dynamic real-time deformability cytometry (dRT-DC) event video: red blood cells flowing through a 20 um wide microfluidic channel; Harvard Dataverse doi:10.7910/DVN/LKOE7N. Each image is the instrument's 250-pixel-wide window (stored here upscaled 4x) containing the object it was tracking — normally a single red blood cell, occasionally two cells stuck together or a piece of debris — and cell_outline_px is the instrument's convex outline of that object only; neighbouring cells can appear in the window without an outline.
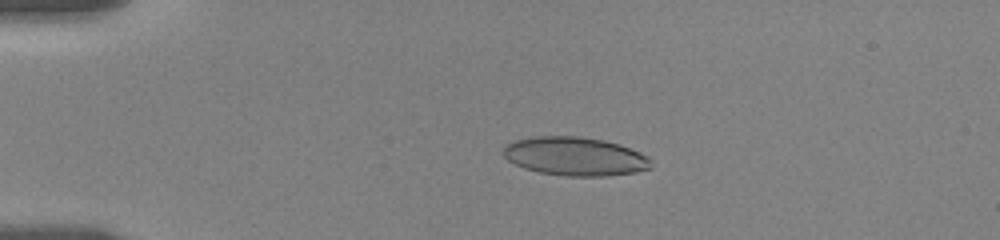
{"species": "human", "species_latin": "Homo sapiens", "temperature_condition": "room temperature", "stored_images_in_passage": 58, "camera_frame_rate_fps": 3000, "um_per_image_px": 0.085, "donor": {"sex": "female"}, "frame": {"image": 1, "passage_image": 13, "time_ms": 4.0, "image_size_px": [1000, 240], "cell_outline_px": [[652, 168], [636, 172], [608, 176], [564, 176], [540, 172], [524, 168], [508, 160], [504, 156], [504, 144], [512, 140], [528, 136], [580, 136], [604, 140], [620, 144], [640, 152], [648, 156]], "centroid_in_image_um": [48.86, 13.28], "position_along_channel_um": 36.1, "area_um2": 33.58}}
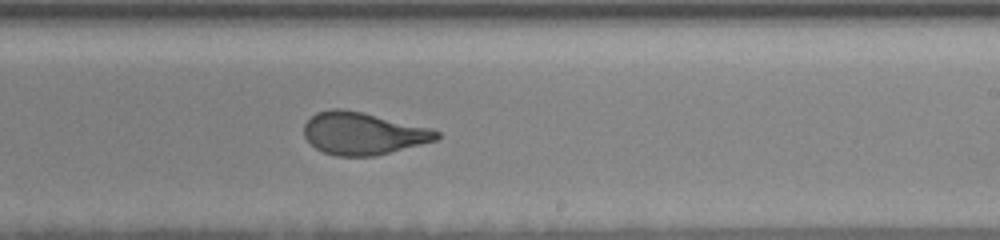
{"frame": {"image": 2, "passage_image": 36, "time_ms": 11.667, "image_size_px": [1000, 240], "cell_outline_px": [[440, 136], [436, 140], [376, 156], [336, 156], [324, 152], [316, 148], [304, 136], [304, 124], [316, 112], [332, 108], [340, 108], [360, 112], [432, 128], [440, 132]], "centroid_in_image_um": [30.85, 11.34], "position_along_channel_um": 258.1, "area_um2": 32.54}}
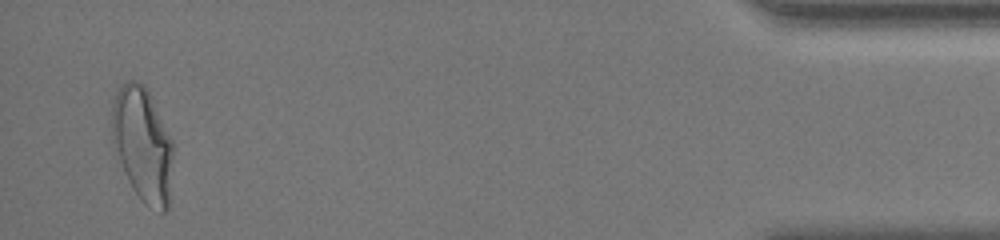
{"frame": {"image": 3, "passage_image": 56, "time_ms": 18.333, "image_size_px": [1000, 240], "cell_outline_px": [[172, 156], [168, 208], [164, 212], [160, 212], [144, 204], [128, 180], [124, 172], [120, 160], [112, 128], [112, 104], [120, 88], [128, 80], [132, 80], [144, 84], [172, 140]], "centroid_in_image_um": [12.14, 12.29], "position_along_channel_um": 423.1, "area_um2": 39.42}, "authors_computed_cell_mechanics": {"area_um2": 33.4084, "velocity_mm_per_s": 3.5244, "shape_relaxation_time_tau1_ms": 8.3353, "shape_relaxation_time_tau2_ms": 0.8821, "deformation_change_tau1": 0.2352, "deformation_change_tau2": 0.0753}}